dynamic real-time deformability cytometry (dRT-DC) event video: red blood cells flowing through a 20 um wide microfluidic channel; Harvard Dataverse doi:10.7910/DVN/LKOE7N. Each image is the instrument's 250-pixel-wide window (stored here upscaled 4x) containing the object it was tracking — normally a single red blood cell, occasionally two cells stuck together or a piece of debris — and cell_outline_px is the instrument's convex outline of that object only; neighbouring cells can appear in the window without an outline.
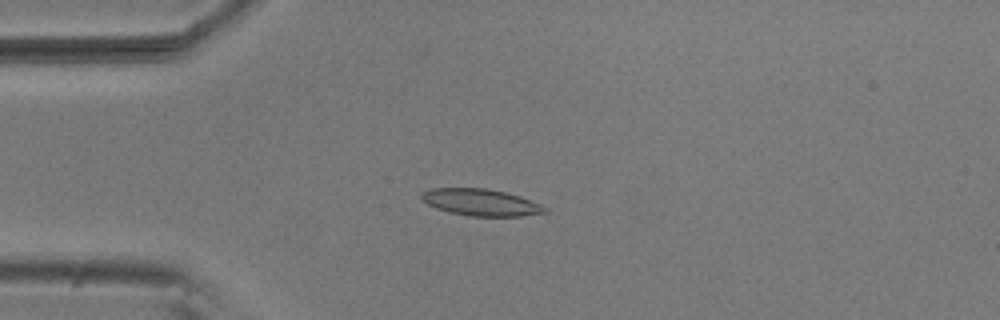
{"species": "common noctule bat (a hibernating species)", "species_latin": "Nyctalus noctula", "temperature_condition": "room temperature", "stored_images_in_passage": 6, "camera_frame_rate_fps": 3000, "um_per_image_px": 0.085, "animal": {"sex": "male", "body_mass_g": 20.5, "forearm_length_mm": 52.5}, "frame": {"image": 1, "passage_image": 4, "time_ms": 1.0, "image_size_px": [1000, 320], "cell_outline_px": [[548, 212], [520, 216], [472, 216], [448, 212], [436, 208], [428, 204], [420, 196], [420, 192], [432, 188], [484, 188], [504, 192], [520, 196], [540, 204], [548, 208]], "centroid_in_image_um": [40.87, 17.2], "position_along_channel_um": 44.1, "area_um2": 19.19}}
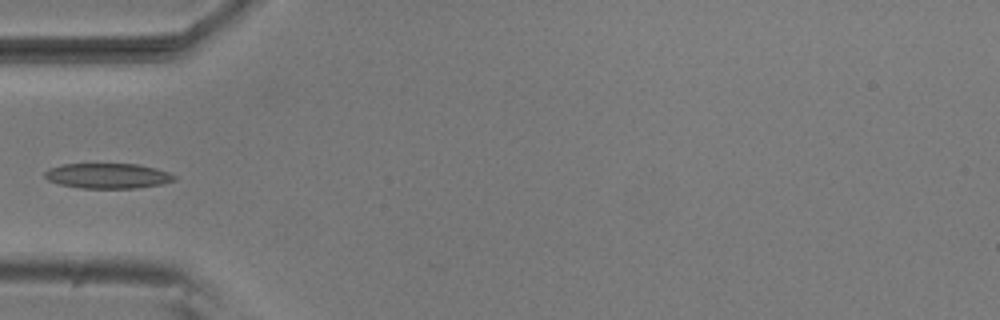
{"frame": {"image": 2, "passage_image": 5, "time_ms": 1.333, "image_size_px": [1000, 320], "cell_outline_px": [[176, 180], [160, 184], [136, 188], [80, 188], [60, 184], [48, 180], [44, 176], [44, 172], [48, 168], [64, 164], [136, 164], [156, 168], [168, 172], [176, 176]], "centroid_in_image_um": [9.15, 14.94], "position_along_channel_um": 75.9, "area_um2": 18.96}}
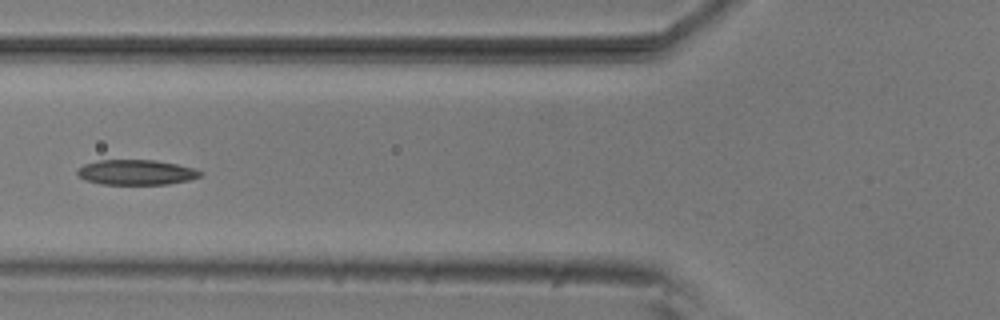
{"frame": {"image": 3, "passage_image": 6, "time_ms": 1.667, "image_size_px": [1000, 320], "cell_outline_px": [[204, 176], [188, 180], [168, 184], [100, 184], [84, 180], [76, 172], [84, 164], [100, 160], [156, 160], [196, 168], [204, 172]], "centroid_in_image_um": [11.64, 14.65], "position_along_channel_um": 114.2, "area_um2": 18.09}}